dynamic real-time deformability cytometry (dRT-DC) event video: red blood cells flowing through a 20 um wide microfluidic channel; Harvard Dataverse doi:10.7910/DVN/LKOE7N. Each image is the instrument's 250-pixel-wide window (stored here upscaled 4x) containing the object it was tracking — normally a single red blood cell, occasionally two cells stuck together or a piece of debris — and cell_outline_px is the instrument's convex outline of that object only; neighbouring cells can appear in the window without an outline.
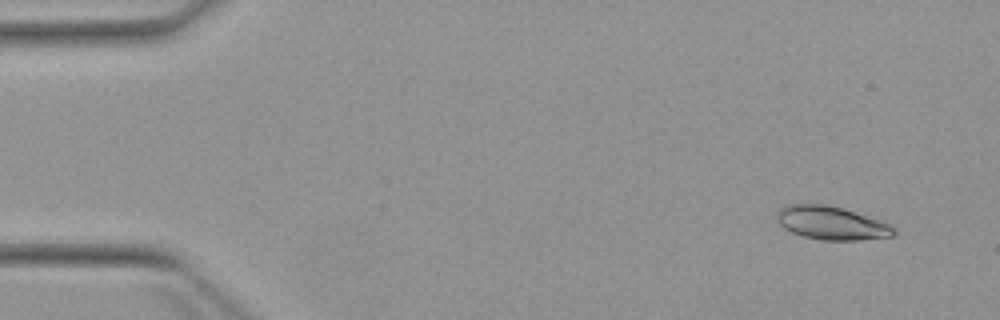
{"species": "Egyptian fruit bat (a non-hibernating species)", "species_latin": "Rousettus aegyptiacus", "temperature_condition": "warm", "stored_images_in_passage": 4, "camera_frame_rate_fps": 3000, "um_per_image_px": 0.085, "animal": {"sex": "female"}, "frame": {"image": 1, "passage_image": 1, "time_ms": 0.0, "image_size_px": [1000, 320], "cell_outline_px": [[896, 236], [860, 240], [820, 240], [804, 236], [792, 232], [784, 228], [776, 220], [776, 212], [780, 208], [788, 204], [824, 204], [844, 208], [888, 224], [896, 228]], "centroid_in_image_um": [70.66, 18.96], "position_along_channel_um": 14.3, "area_um2": 22.77}}
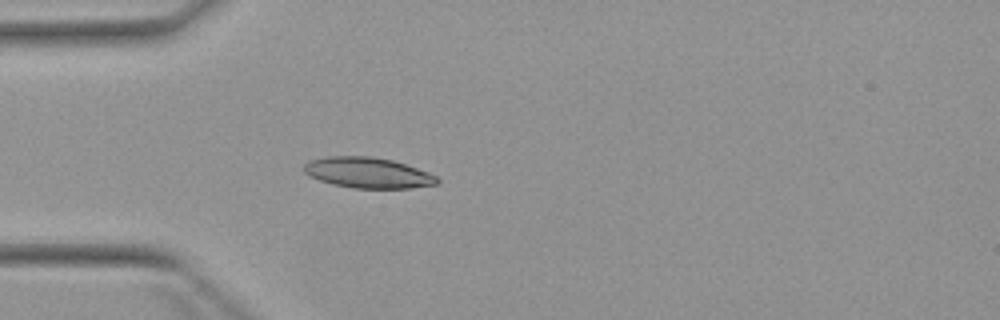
{"frame": {"image": 2, "passage_image": 4, "time_ms": 3.667, "image_size_px": [1000, 320], "cell_outline_px": [[440, 184], [408, 188], [352, 188], [332, 184], [320, 180], [304, 172], [304, 164], [308, 160], [328, 156], [372, 156], [392, 160], [428, 172], [436, 176], [440, 180]], "centroid_in_image_um": [31.27, 14.68], "position_along_channel_um": 53.7, "area_um2": 23.76}}